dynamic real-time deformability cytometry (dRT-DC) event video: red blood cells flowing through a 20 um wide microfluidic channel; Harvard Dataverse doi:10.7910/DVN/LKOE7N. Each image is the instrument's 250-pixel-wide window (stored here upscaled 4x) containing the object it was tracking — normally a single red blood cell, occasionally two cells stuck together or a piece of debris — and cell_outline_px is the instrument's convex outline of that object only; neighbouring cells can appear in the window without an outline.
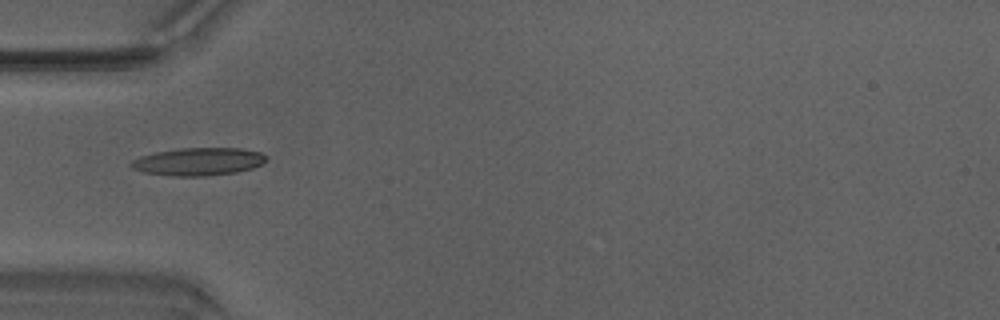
{"species": "Egyptian fruit bat (a non-hibernating species)", "species_latin": "Rousettus aegyptiacus", "temperature_condition": "warm", "stored_images_in_passage": 35, "camera_frame_rate_fps": 3000, "um_per_image_px": 0.085, "animal": {"sex": "male"}, "frame": {"image": 1, "passage_image": 2, "time_ms": 0.333, "image_size_px": [1000, 320], "cell_outline_px": [[268, 156], [260, 164], [252, 168], [236, 172], [204, 176], [172, 176], [144, 172], [132, 168], [128, 164], [132, 160], [140, 156], [156, 152], [180, 148], [240, 148], [260, 152]], "centroid_in_image_um": [16.83, 13.73], "position_along_channel_um": 68.2, "area_um2": 21.79}}
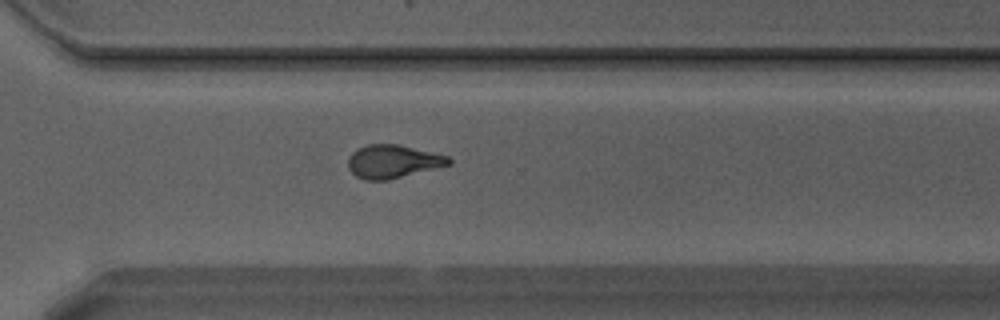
{"frame": {"image": 2, "passage_image": 21, "time_ms": 6.667, "image_size_px": [1000, 320], "cell_outline_px": [[452, 164], [388, 180], [364, 180], [356, 176], [348, 168], [348, 156], [352, 152], [368, 144], [396, 144], [432, 152], [448, 156], [452, 160]], "centroid_in_image_um": [33.39, 13.73], "position_along_channel_um": 337.2, "area_um2": 19.42}}
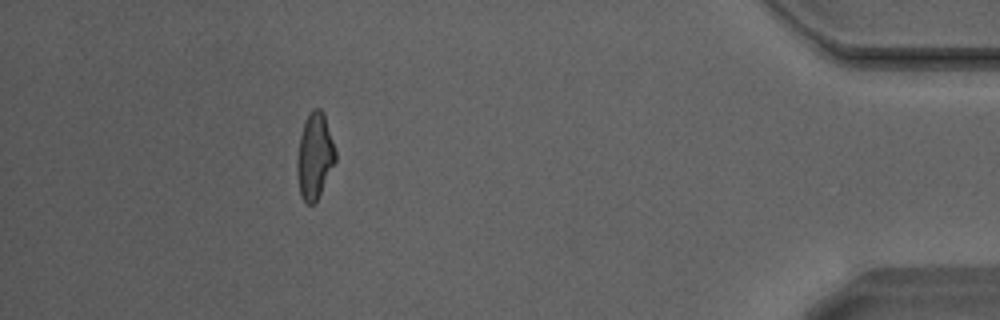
{"frame": {"image": 3, "passage_image": 30, "time_ms": 9.667, "image_size_px": [1000, 320], "cell_outline_px": [[336, 160], [316, 204], [308, 204], [300, 196], [296, 172], [296, 164], [300, 136], [308, 112], [312, 108], [320, 108], [324, 112], [336, 152]], "centroid_in_image_um": [26.74, 13.28], "position_along_channel_um": 408.5, "area_um2": 19.42}, "authors_computed_cell_mechanics": {"area_um2": 19.3052, "velocity_mm_per_s": 4.2513, "shape_relaxation_time_tau1_ms": null, "shape_relaxation_time_tau2_ms": 1.835, "deformation_change_tau1": null, "deformation_change_tau2": 0.1024}}